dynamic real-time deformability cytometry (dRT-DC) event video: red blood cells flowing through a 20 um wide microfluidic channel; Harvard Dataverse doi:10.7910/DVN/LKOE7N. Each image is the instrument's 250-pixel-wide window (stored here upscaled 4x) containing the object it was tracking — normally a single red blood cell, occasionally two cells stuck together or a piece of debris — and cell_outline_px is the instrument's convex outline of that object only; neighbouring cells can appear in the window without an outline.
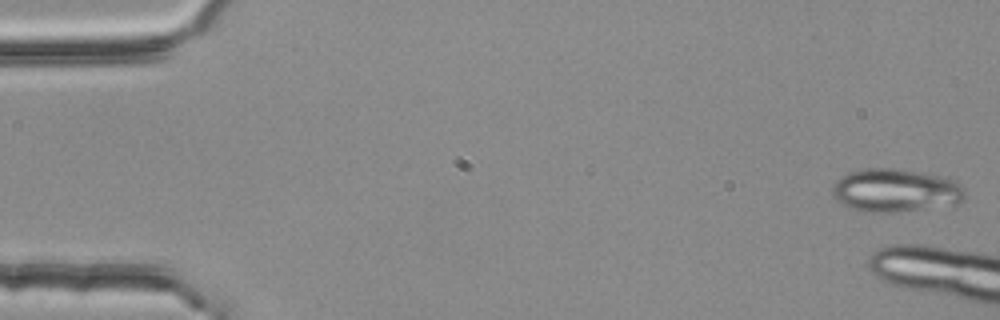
{"species": "common noctule bat (a hibernating species)", "species_latin": "Nyctalus noctula", "temperature_condition": "room temperature", "stored_images_in_passage": 11, "camera_frame_rate_fps": 3000, "um_per_image_px": 0.085, "animal": {"sex": "female", "body_mass_g": 25.1}, "frame": {"image": 1, "passage_image": 1, "time_ms": 0.0, "image_size_px": [1000, 320], "cell_outline_px": [[964, 200], [960, 204], [896, 212], [864, 212], [848, 208], [836, 200], [832, 192], [832, 188], [836, 180], [840, 176], [848, 172], [864, 168], [892, 168], [940, 176], [952, 180], [964, 188]], "centroid_in_image_um": [76.08, 16.2], "position_along_channel_um": 8.9, "area_um2": 33.47}}